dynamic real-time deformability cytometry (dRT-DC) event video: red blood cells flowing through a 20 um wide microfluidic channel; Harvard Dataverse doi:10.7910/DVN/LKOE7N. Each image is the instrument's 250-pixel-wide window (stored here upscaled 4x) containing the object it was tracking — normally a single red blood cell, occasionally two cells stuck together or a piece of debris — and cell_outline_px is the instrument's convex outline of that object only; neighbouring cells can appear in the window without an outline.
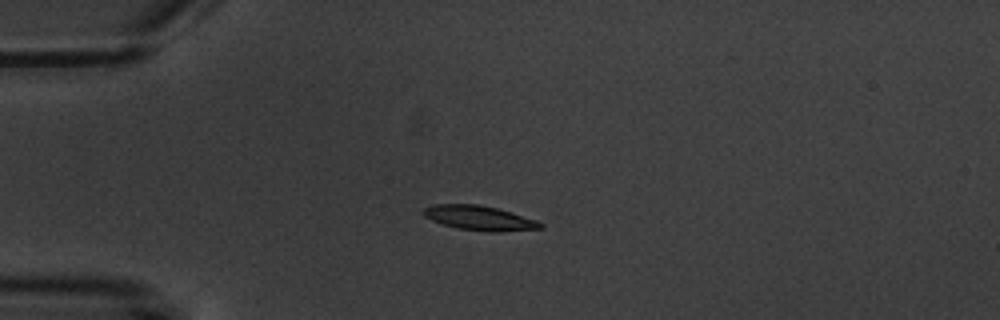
{"species": "common noctule bat (a hibernating species)", "species_latin": "Nyctalus noctula", "temperature_condition": "warm", "stored_images_in_passage": 7, "camera_frame_rate_fps": 3000, "um_per_image_px": 0.085, "animal": {"sex": "male", "body_mass_g": 20.1, "forearm_length_mm": 53.5}, "frame": {"image": 1, "passage_image": 5, "time_ms": 4.667, "image_size_px": [1000, 320], "cell_outline_px": [[544, 228], [496, 232], [488, 232], [460, 228], [444, 224], [432, 220], [424, 216], [420, 212], [424, 208], [436, 204], [476, 204], [496, 208], [512, 212], [536, 220], [544, 224]], "centroid_in_image_um": [40.76, 18.53], "position_along_channel_um": 44.2, "area_um2": 16.65}}